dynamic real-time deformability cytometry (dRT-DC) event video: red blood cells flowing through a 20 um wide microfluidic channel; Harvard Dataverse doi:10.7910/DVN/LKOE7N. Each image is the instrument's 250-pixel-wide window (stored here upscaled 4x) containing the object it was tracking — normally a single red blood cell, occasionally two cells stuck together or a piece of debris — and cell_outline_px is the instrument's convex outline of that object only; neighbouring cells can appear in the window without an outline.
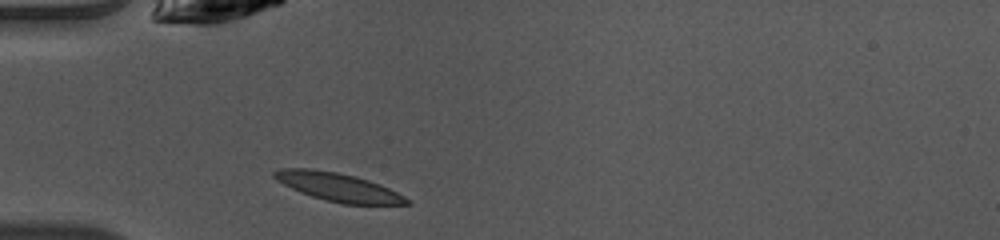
{"species": "common noctule bat (a hibernating species)", "species_latin": "Nyctalus noctula", "temperature_condition": "warm", "stored_images_in_passage": 35, "camera_frame_rate_fps": 3000, "um_per_image_px": 0.085, "animal": {"sex": "female", "body_mass_g": 10.0, "forearm_length_mm": 53.1}, "frame": {"image": 1, "passage_image": 1, "time_ms": 0.0, "image_size_px": [1000, 240], "cell_outline_px": [[412, 204], [344, 204], [324, 200], [300, 192], [276, 180], [272, 176], [272, 172], [280, 168], [308, 168], [336, 172], [356, 176], [380, 184], [412, 200]], "centroid_in_image_um": [28.74, 15.9], "position_along_channel_um": 56.3, "area_um2": 21.85}}
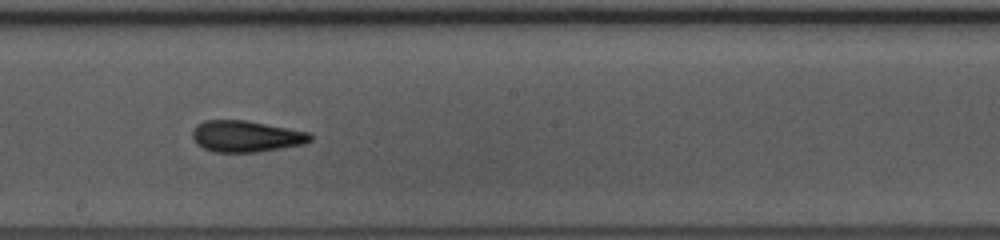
{"frame": {"image": 2, "passage_image": 14, "time_ms": 4.333, "image_size_px": [1000, 240], "cell_outline_px": [[312, 140], [304, 144], [256, 152], [216, 152], [204, 148], [196, 144], [192, 136], [192, 132], [196, 124], [204, 120], [244, 120], [308, 132], [312, 136]], "centroid_in_image_um": [20.88, 11.58], "position_along_channel_um": 227.3, "area_um2": 21.39}}
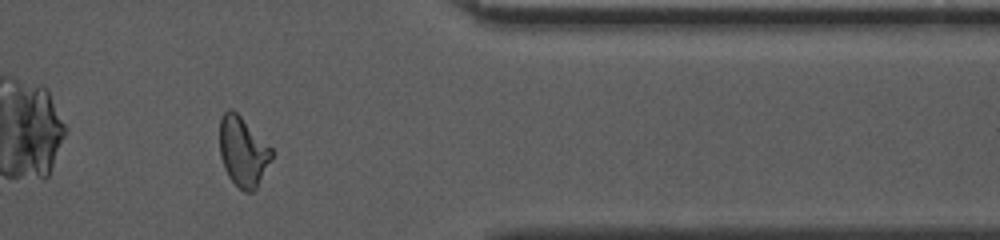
{"frame": {"image": 3, "passage_image": 27, "time_ms": 8.667, "image_size_px": [1000, 240], "cell_outline_px": [[272, 160], [256, 188], [252, 192], [244, 192], [228, 176], [224, 168], [220, 156], [220, 116], [228, 108], [232, 108], [272, 148]], "centroid_in_image_um": [20.64, 12.88], "position_along_channel_um": 390.8, "area_um2": 21.04}, "authors_computed_cell_mechanics": {"area_um2": 21.1548, "velocity_mm_per_s": 4.0938, "shape_relaxation_time_tau1_ms": 8.4951, "shape_relaxation_time_tau2_ms": 2.7903, "deformation_change_tau1": 0.2118, "deformation_change_tau2": 0.0846}}